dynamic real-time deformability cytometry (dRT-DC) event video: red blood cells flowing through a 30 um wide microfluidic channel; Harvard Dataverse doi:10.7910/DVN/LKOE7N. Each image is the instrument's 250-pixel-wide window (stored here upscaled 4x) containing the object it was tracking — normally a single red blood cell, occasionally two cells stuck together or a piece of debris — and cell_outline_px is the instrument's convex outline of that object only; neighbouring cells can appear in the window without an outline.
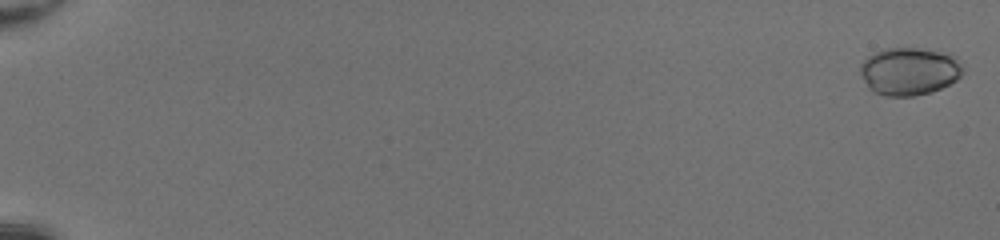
{"species": "common noctule bat (a hibernating species)", "species_latin": "Nyctalus noctula", "temperature_condition": "room temperature", "stored_images_in_passage": 52, "camera_frame_rate_fps": 3000, "um_per_image_px": 0.085, "animal": {"sex": "female", "body_mass_g": 20.0, "forearm_length_mm": 54.0}, "frame": {"image": 1, "passage_image": 1, "time_ms": 0.0, "image_size_px": [1000, 240], "cell_outline_px": [[964, 72], [956, 80], [932, 92], [912, 96], [884, 96], [872, 92], [868, 88], [860, 76], [860, 64], [868, 56], [884, 48], [920, 48], [956, 56]], "centroid_in_image_um": [77.24, 6.07], "position_along_channel_um": 7.8, "area_um2": 28.61}}
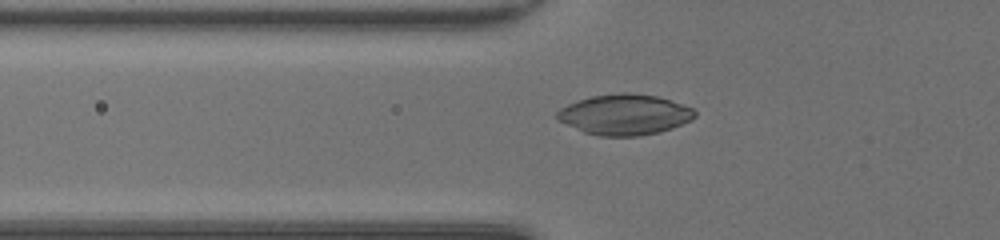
{"frame": {"image": 2, "passage_image": 21, "time_ms": 6.667, "image_size_px": [1000, 240], "cell_outline_px": [[696, 116], [692, 120], [672, 128], [660, 132], [640, 136], [600, 136], [584, 132], [556, 120], [556, 112], [560, 108], [576, 100], [592, 96], [620, 92], [632, 92], [656, 96], [684, 104], [692, 108], [696, 112]], "centroid_in_image_um": [53.09, 9.73], "position_along_channel_um": 72.7, "area_um2": 32.89}}
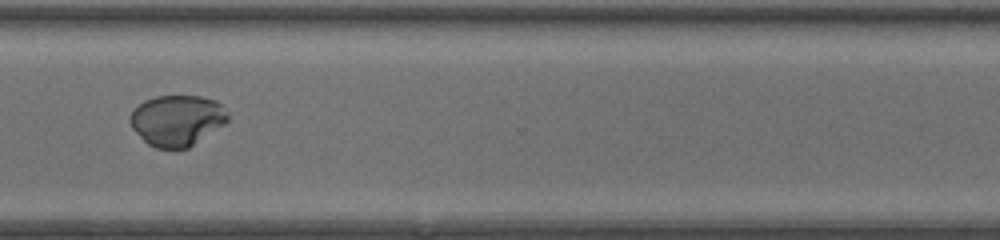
{"frame": {"image": 3, "passage_image": 41, "time_ms": 13.333, "image_size_px": [1000, 240], "cell_outline_px": [[228, 120], [224, 124], [188, 148], [156, 148], [148, 144], [132, 128], [128, 120], [128, 116], [144, 100], [156, 96], [200, 96], [216, 100], [228, 112]], "centroid_in_image_um": [15.04, 10.22], "position_along_channel_um": 355.6, "area_um2": 28.84}, "authors_computed_cell_mechanics": {"area_um2": 29.2757, "velocity_mm_per_s": 4.2685, "shape_relaxation_time_tau1_ms": 7.2589, "shape_relaxation_time_tau2_ms": null, "deformation_change_tau1": 0.3004, "deformation_change_tau2": null}}